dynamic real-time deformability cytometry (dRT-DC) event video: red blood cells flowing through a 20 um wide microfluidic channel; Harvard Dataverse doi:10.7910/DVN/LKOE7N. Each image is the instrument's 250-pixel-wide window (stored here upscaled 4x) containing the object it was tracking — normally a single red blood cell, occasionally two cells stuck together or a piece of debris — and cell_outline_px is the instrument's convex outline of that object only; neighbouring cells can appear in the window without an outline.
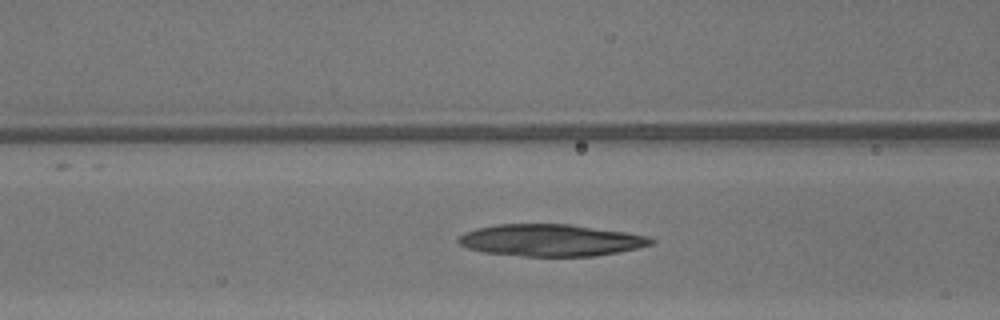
{"species": "common noctule bat (a hibernating species)", "species_latin": "Nyctalus noctula", "temperature_condition": "warm", "stored_images_in_passage": 38, "camera_frame_rate_fps": 3000, "um_per_image_px": 0.085, "animal": {"sex": "male", "body_mass_g": 13.3}, "frame": {"image": 1, "passage_image": 19, "time_ms": 6.0, "image_size_px": [1000, 320], "cell_outline_px": [[656, 240], [652, 244], [636, 248], [596, 256], [524, 256], [484, 252], [468, 248], [460, 244], [456, 240], [464, 232], [476, 228], [496, 224], [572, 224], [624, 232], [648, 236]], "centroid_in_image_um": [46.79, 20.41], "position_along_channel_um": 119.8, "area_um2": 35.72}}
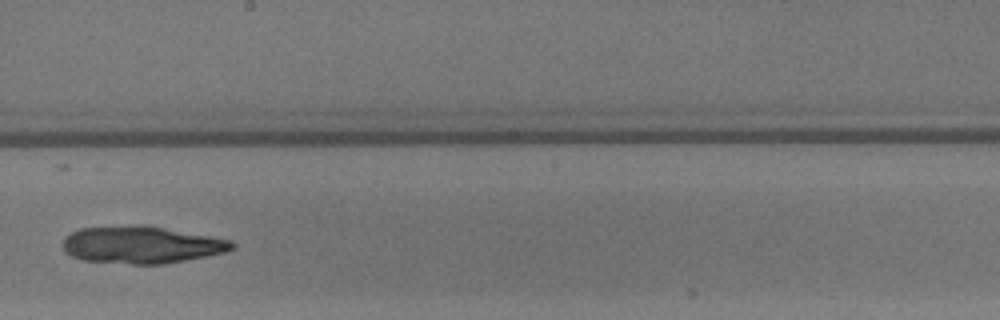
{"frame": {"image": 2, "passage_image": 27, "time_ms": 8.667, "image_size_px": [1000, 320], "cell_outline_px": [[236, 248], [224, 252], [164, 264], [132, 264], [84, 260], [72, 256], [64, 252], [64, 236], [80, 228], [164, 228], [212, 236], [232, 240], [236, 244]], "centroid_in_image_um": [12.07, 20.85], "position_along_channel_um": 236.1, "area_um2": 35.43}}
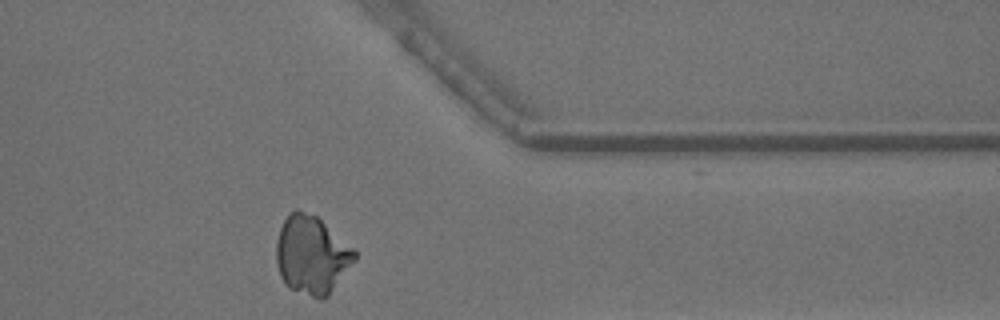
{"frame": {"image": 3, "passage_image": 38, "time_ms": 12.333, "image_size_px": [1000, 320], "cell_outline_px": [[356, 260], [328, 296], [324, 300], [320, 300], [288, 288], [280, 276], [276, 264], [276, 244], [280, 228], [288, 212], [296, 208], [316, 216], [352, 248], [356, 252]], "centroid_in_image_um": [26.47, 21.69], "position_along_channel_um": 384.9, "area_um2": 35.72}}